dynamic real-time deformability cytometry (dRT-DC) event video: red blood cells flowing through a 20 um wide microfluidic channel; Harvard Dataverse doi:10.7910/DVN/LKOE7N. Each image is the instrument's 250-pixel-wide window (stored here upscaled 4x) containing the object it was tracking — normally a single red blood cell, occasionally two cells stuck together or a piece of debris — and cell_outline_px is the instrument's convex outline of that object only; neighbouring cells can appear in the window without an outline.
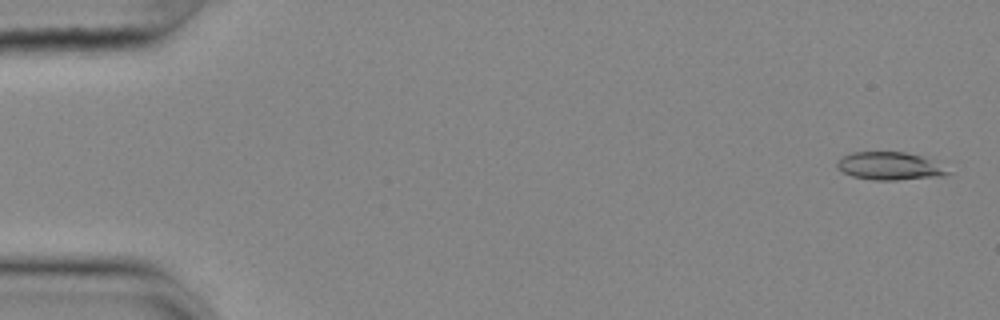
{"species": "common noctule bat (a hibernating species)", "species_latin": "Nyctalus noctula", "temperature_condition": "cold", "stored_images_in_passage": 56, "camera_frame_rate_fps": 3000, "um_per_image_px": 0.085, "animal": {"sex": "female", "body_mass_g": 25.1}, "frame": {"image": 1, "passage_image": 2, "time_ms": 0.333, "image_size_px": [1000, 320], "cell_outline_px": [[952, 172], [944, 176], [896, 180], [872, 180], [852, 176], [836, 168], [836, 160], [852, 152], [904, 152], [920, 156]], "centroid_in_image_um": [75.55, 14.12], "position_along_channel_um": 9.4, "area_um2": 17.74}}
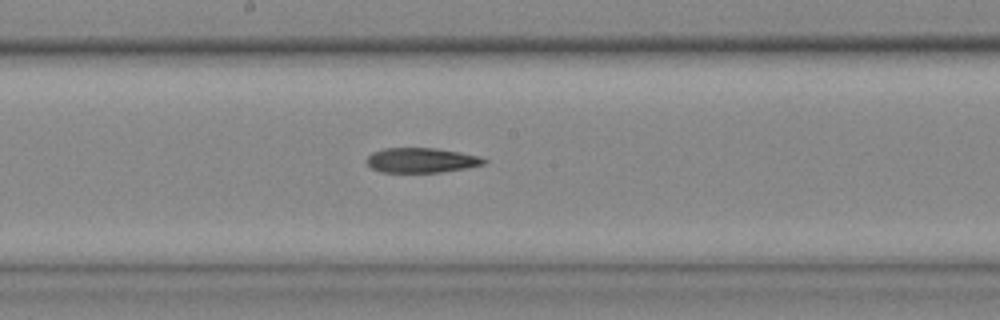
{"frame": {"image": 2, "passage_image": 30, "time_ms": 9.667, "image_size_px": [1000, 320], "cell_outline_px": [[488, 160], [484, 164], [468, 168], [440, 172], [380, 172], [372, 168], [364, 160], [372, 152], [384, 148], [436, 148], [460, 152], [476, 156]], "centroid_in_image_um": [35.79, 13.62], "position_along_channel_um": 212.4, "area_um2": 16.99}}
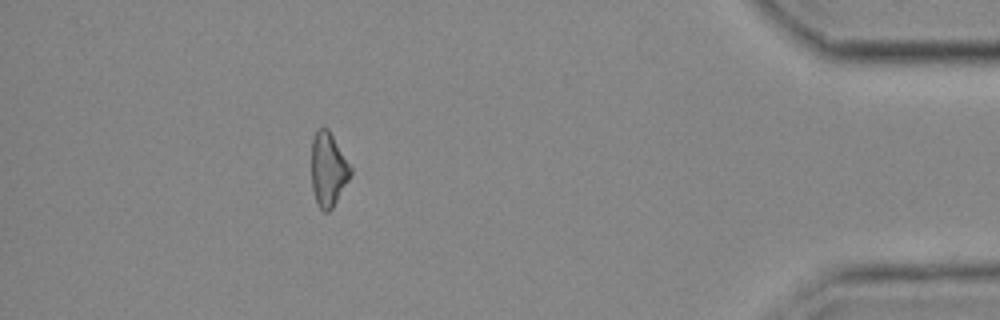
{"frame": {"image": 3, "passage_image": 50, "time_ms": 16.333, "image_size_px": [1000, 320], "cell_outline_px": [[352, 172], [348, 180], [332, 208], [328, 212], [324, 212], [320, 208], [316, 200], [312, 188], [312, 136], [316, 128], [328, 128], [352, 168]], "centroid_in_image_um": [27.89, 14.37], "position_along_channel_um": 407.3, "area_um2": 16.7}}